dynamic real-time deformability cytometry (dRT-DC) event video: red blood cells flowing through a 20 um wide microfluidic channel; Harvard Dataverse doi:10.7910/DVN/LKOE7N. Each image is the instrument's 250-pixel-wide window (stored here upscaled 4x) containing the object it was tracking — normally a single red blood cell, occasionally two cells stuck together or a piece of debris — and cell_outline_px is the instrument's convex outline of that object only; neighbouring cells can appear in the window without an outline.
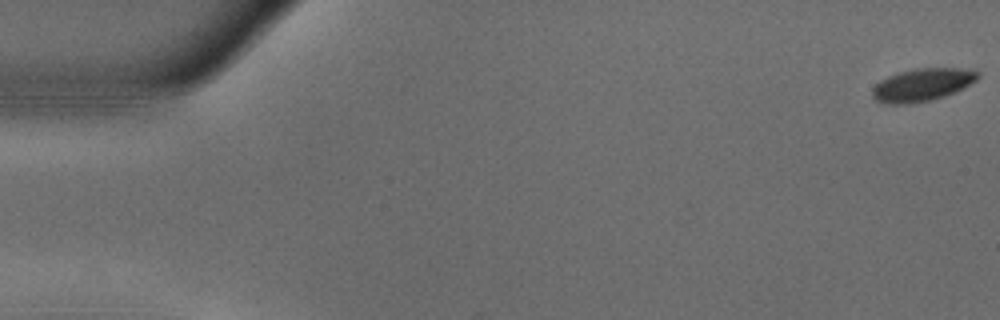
{"species": "common noctule bat (a hibernating species)", "species_latin": "Nyctalus noctula", "temperature_condition": "warm", "stored_images_in_passage": 55, "camera_frame_rate_fps": 3000, "um_per_image_px": 0.085, "animal": {"sex": "male", "body_mass_g": 18.8}, "frame": {"image": 1, "passage_image": 1, "time_ms": 0.0, "image_size_px": [1000, 320], "cell_outline_px": [[980, 76], [976, 80], [944, 96], [932, 100], [908, 104], [888, 104], [876, 100], [872, 96], [872, 88], [880, 80], [888, 76], [900, 72], [916, 68], [960, 68], [980, 72]], "centroid_in_image_um": [78.35, 7.21], "position_along_channel_um": 6.7, "area_um2": 19.88}}
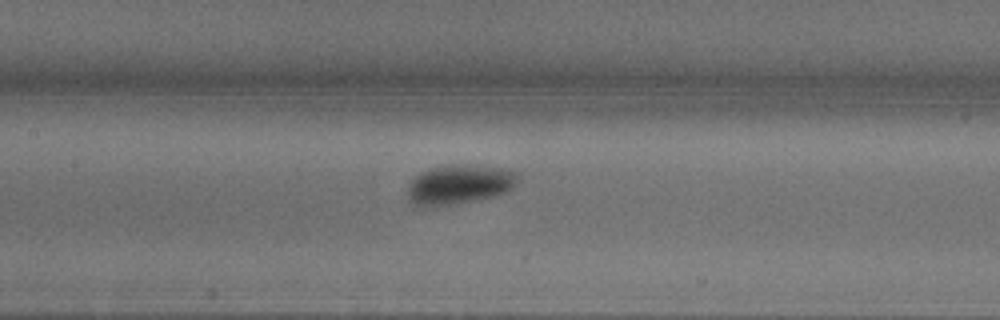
{"frame": {"image": 2, "passage_image": 26, "time_ms": 8.333, "image_size_px": [1000, 320], "cell_outline_px": [[520, 176], [516, 184], [512, 188], [504, 192], [492, 196], [472, 200], [424, 208], [412, 204], [408, 200], [408, 184], [420, 172], [428, 168], [444, 164], [464, 164], [508, 168], [516, 172]], "centroid_in_image_um": [39.01, 15.65], "position_along_channel_um": 168.4, "area_um2": 25.66}}
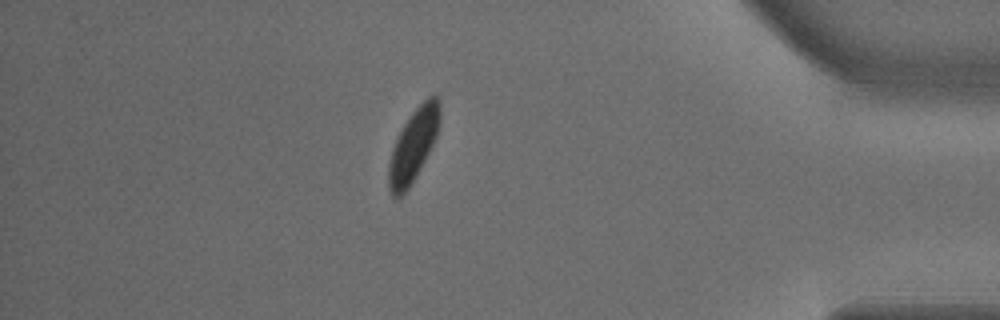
{"frame": {"image": 3, "passage_image": 48, "time_ms": 15.667, "image_size_px": [1000, 320], "cell_outline_px": [[440, 124], [436, 136], [424, 160], [408, 188], [396, 200], [392, 196], [388, 188], [388, 164], [392, 148], [404, 124], [412, 112], [428, 96], [436, 92], [440, 100]], "centroid_in_image_um": [35.13, 12.32], "position_along_channel_um": 400.1, "area_um2": 21.44}, "authors_computed_cell_mechanics": {"area_um2": 22.3686, "velocity_mm_per_s": 3.6916, "shape_relaxation_time_tau1_ms": 1.9409, "shape_relaxation_time_tau2_ms": null, "deformation_change_tau1": 0.1021, "deformation_change_tau2": null}}